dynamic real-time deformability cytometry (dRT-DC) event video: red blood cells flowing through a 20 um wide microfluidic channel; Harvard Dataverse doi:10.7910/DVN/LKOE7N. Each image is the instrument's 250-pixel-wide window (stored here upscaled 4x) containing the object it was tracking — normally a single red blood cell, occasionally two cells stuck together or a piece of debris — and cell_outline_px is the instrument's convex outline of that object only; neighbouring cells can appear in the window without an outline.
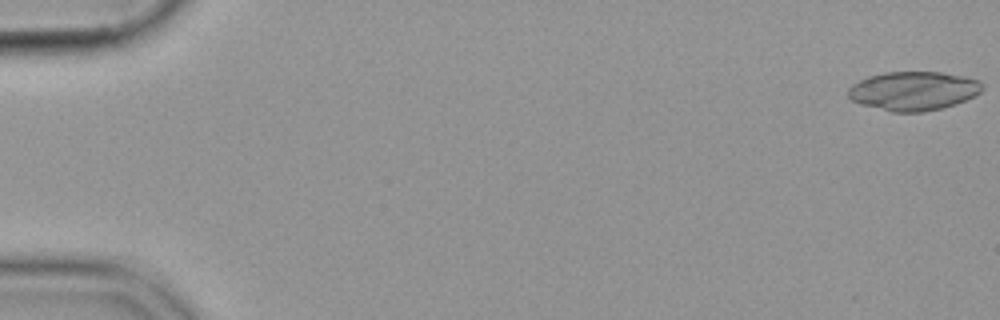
{"species": "common noctule bat (a hibernating species)", "species_latin": "Nyctalus noctula", "temperature_condition": "cold", "stored_images_in_passage": 55, "camera_frame_rate_fps": 3000, "um_per_image_px": 0.085, "animal": {"sex": "female", "body_mass_g": 19.9}, "frame": {"image": 1, "passage_image": 1, "time_ms": 0.0, "image_size_px": [1000, 320], "cell_outline_px": [[984, 88], [976, 96], [956, 104], [924, 112], [892, 112], [860, 104], [852, 100], [848, 96], [848, 88], [852, 84], [868, 76], [884, 72], [940, 72], [964, 76], [980, 80], [984, 84]], "centroid_in_image_um": [77.67, 7.72], "position_along_channel_um": 7.3, "area_um2": 30.69}}
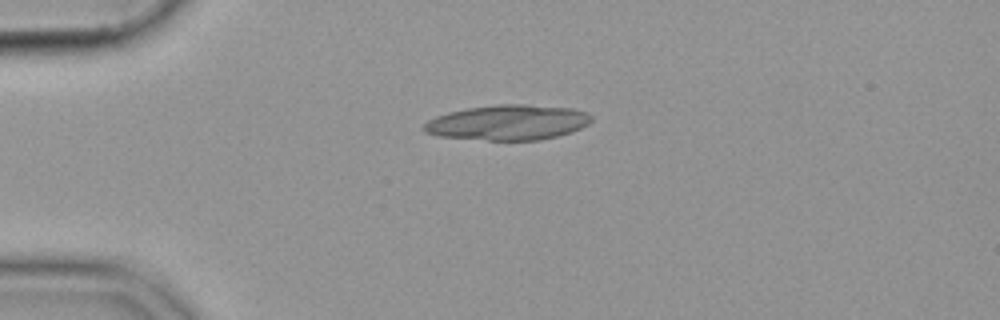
{"frame": {"image": 2, "passage_image": 14, "time_ms": 4.333, "image_size_px": [1000, 320], "cell_outline_px": [[592, 120], [588, 124], [572, 132], [540, 140], [488, 140], [440, 136], [424, 132], [420, 128], [428, 120], [436, 116], [448, 112], [468, 108], [496, 104], [524, 104], [572, 108], [584, 112], [592, 116]], "centroid_in_image_um": [43.15, 10.41], "position_along_channel_um": 41.8, "area_um2": 34.33}}